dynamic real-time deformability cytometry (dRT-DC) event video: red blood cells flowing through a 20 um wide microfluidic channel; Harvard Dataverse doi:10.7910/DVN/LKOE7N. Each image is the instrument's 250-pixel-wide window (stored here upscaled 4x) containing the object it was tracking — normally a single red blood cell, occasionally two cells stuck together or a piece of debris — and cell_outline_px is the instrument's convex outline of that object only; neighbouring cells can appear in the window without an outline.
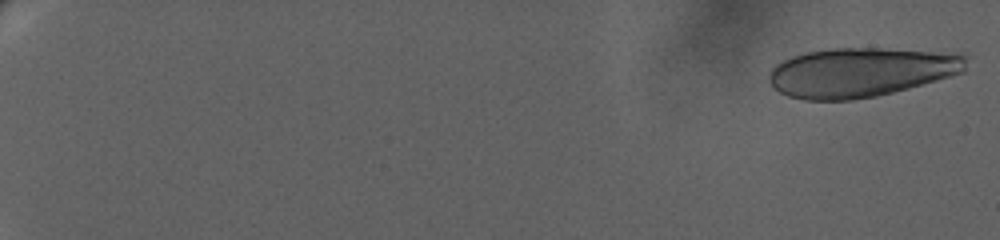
{"species": "human", "species_latin": "Homo sapiens", "temperature_condition": "warm", "stored_images_in_passage": 28, "camera_frame_rate_fps": 3000, "um_per_image_px": 0.085, "donor": {"sex": "female"}, "frame": {"image": 1, "passage_image": 2, "time_ms": 0.333, "image_size_px": [1000, 240], "cell_outline_px": [[968, 56], [964, 72], [908, 88], [876, 96], [852, 100], [804, 100], [788, 96], [780, 92], [768, 80], [768, 76], [772, 68], [776, 64], [792, 56], [808, 52], [836, 48], [880, 48], [968, 52]], "centroid_in_image_um": [73.25, 6.12], "position_along_channel_um": 11.8, "area_um2": 57.05}}
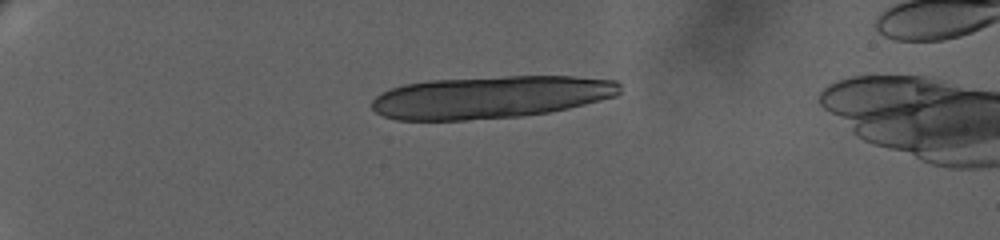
{"frame": {"image": 2, "passage_image": 16, "time_ms": 6.0, "image_size_px": [1000, 240], "cell_outline_px": [[620, 92], [616, 96], [568, 108], [548, 112], [520, 116], [468, 120], [396, 120], [384, 116], [376, 112], [372, 108], [372, 100], [380, 92], [404, 84], [432, 80], [504, 76], [572, 76], [616, 80], [620, 84]], "centroid_in_image_um": [41.68, 8.25], "position_along_channel_um": 43.3, "area_um2": 61.33}}
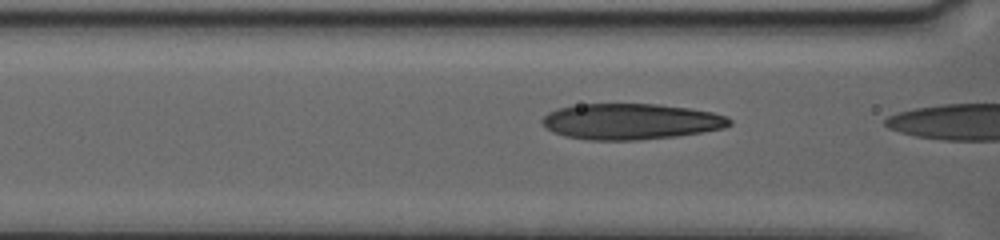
{"frame": {"image": 3, "passage_image": 27, "time_ms": 9.667, "image_size_px": [1000, 240], "cell_outline_px": [[732, 124], [724, 128], [676, 136], [636, 140], [588, 140], [564, 136], [552, 132], [540, 120], [548, 112], [556, 108], [580, 104], [660, 104], [692, 108], [712, 112], [728, 116], [732, 120]], "centroid_in_image_um": [53.62, 10.32], "position_along_channel_um": 113.0, "area_um2": 39.42}}